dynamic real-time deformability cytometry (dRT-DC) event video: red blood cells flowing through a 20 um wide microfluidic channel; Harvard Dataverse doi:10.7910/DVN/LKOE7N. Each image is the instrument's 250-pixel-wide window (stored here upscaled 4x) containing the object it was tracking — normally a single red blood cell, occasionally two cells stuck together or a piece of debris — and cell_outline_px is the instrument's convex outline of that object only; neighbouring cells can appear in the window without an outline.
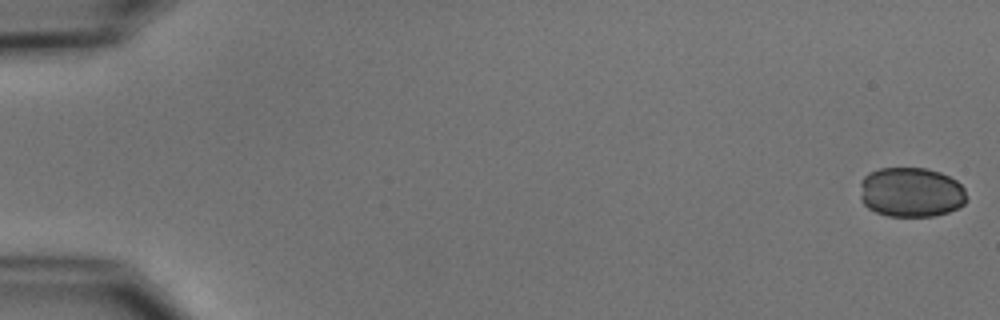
{"species": "common noctule bat (a hibernating species)", "species_latin": "Nyctalus noctula", "temperature_condition": "cold", "stored_images_in_passage": 7, "camera_frame_rate_fps": 3000, "um_per_image_px": 0.085, "animal": {"sex": "male", "body_mass_g": 15.6}, "frame": {"image": 1, "passage_image": 1, "time_ms": 0.0, "image_size_px": [1000, 320], "cell_outline_px": [[968, 200], [964, 204], [948, 212], [936, 216], [888, 216], [876, 212], [868, 208], [860, 200], [860, 180], [868, 172], [880, 168], [928, 168], [940, 172], [956, 180], [964, 188]], "centroid_in_image_um": [77.42, 16.33], "position_along_channel_um": 7.6, "area_um2": 31.33}}